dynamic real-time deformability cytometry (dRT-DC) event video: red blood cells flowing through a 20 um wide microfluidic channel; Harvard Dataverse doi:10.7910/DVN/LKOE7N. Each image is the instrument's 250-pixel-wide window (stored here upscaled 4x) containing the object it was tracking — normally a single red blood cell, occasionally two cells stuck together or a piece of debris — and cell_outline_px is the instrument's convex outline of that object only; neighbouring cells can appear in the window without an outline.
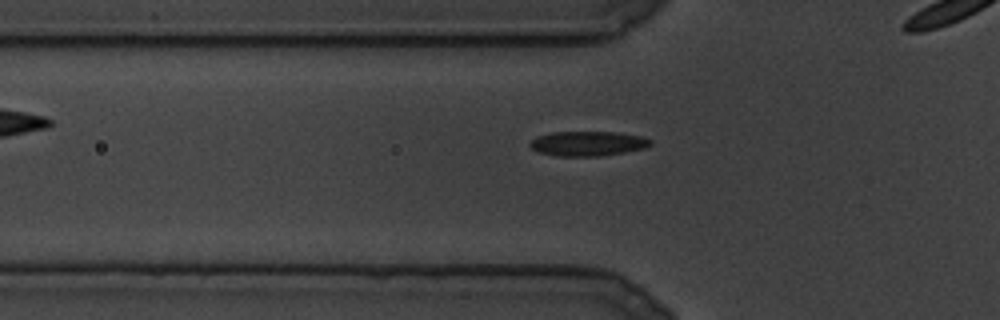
{"species": "common noctule bat (a hibernating species)", "species_latin": "Nyctalus noctula", "temperature_condition": "cold", "stored_images_in_passage": 82, "camera_frame_rate_fps": 3000, "um_per_image_px": 0.085, "animal": {"sex": "male", "body_mass_g": 19.5, "forearm_length_mm": 54.6}, "frame": {"image": 1, "passage_image": 22, "time_ms": 7.0, "image_size_px": [1000, 320], "cell_outline_px": [[652, 144], [644, 148], [624, 152], [600, 156], [556, 156], [540, 152], [532, 148], [528, 144], [536, 136], [552, 132], [616, 132], [644, 136], [652, 140]], "centroid_in_image_um": [49.98, 12.19], "position_along_channel_um": 75.8, "area_um2": 17.4}}
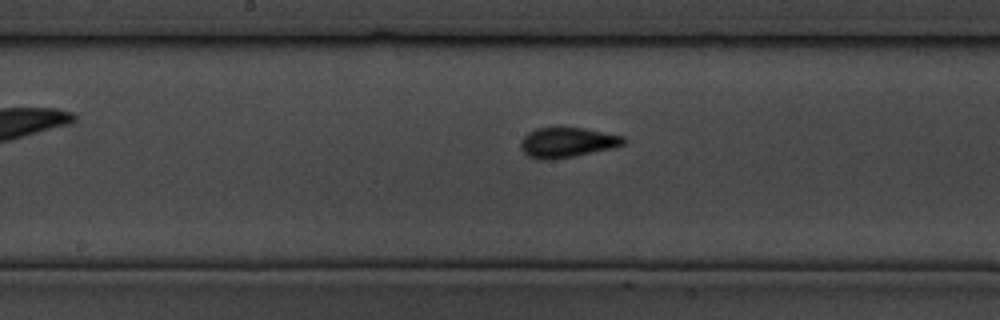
{"frame": {"image": 2, "passage_image": 42, "time_ms": 13.667, "image_size_px": [1000, 320], "cell_outline_px": [[624, 144], [616, 148], [572, 156], [548, 160], [540, 160], [528, 156], [520, 148], [520, 140], [528, 132], [536, 128], [584, 128], [624, 136]], "centroid_in_image_um": [48.2, 12.11], "position_along_channel_um": 200.0, "area_um2": 17.98}}
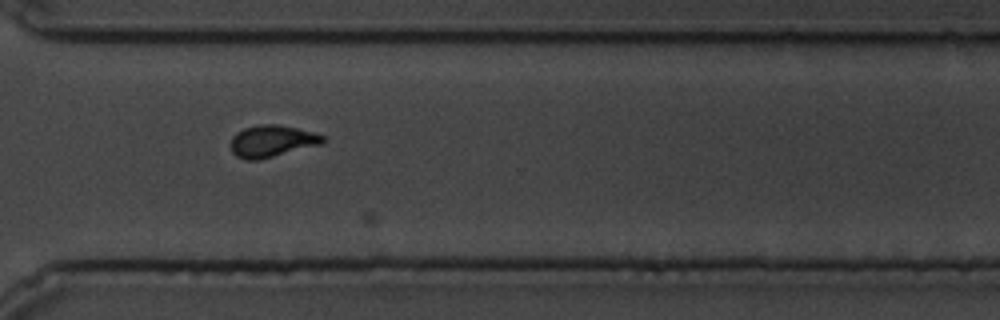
{"frame": {"image": 3, "passage_image": 66, "time_ms": 21.667, "image_size_px": [1000, 320], "cell_outline_px": [[324, 140], [320, 144], [260, 160], [248, 160], [236, 156], [232, 152], [232, 136], [236, 132], [244, 128], [260, 124], [276, 124], [296, 128], [312, 132], [324, 136]], "centroid_in_image_um": [23.08, 11.99], "position_along_channel_um": 347.5, "area_um2": 16.88}}